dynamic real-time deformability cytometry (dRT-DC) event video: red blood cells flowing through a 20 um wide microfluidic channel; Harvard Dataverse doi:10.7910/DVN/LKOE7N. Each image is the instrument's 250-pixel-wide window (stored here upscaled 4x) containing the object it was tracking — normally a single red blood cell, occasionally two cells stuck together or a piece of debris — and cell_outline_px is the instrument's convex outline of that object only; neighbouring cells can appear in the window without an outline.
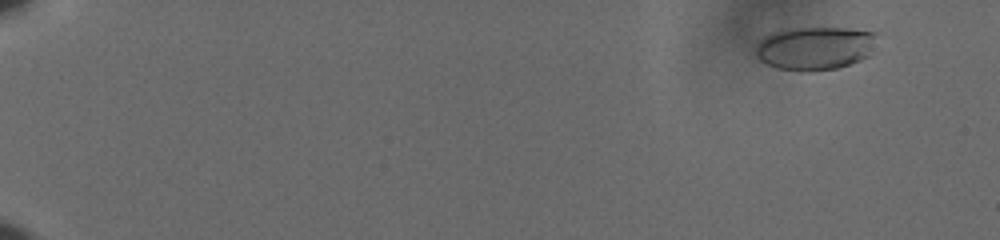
{"species": "human", "species_latin": "Homo sapiens", "temperature_condition": "cold", "stored_images_in_passage": 61, "camera_frame_rate_fps": 3000, "um_per_image_px": 0.085, "donor": {"sex": "male"}, "frame": {"image": 1, "passage_image": 6, "time_ms": 1.667, "image_size_px": [1000, 240], "cell_outline_px": [[876, 32], [872, 52], [868, 56], [860, 60], [836, 68], [776, 68], [760, 60], [756, 56], [756, 48], [760, 40], [772, 32], [788, 28], [844, 28]], "centroid_in_image_um": [69.27, 4.04], "position_along_channel_um": 15.7, "area_um2": 29.65}}
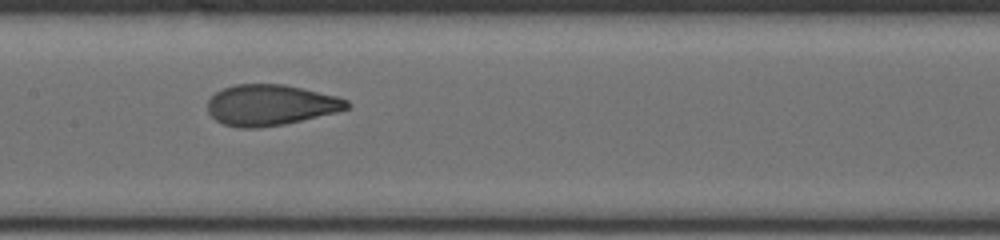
{"frame": {"image": 2, "passage_image": 35, "time_ms": 11.333, "image_size_px": [1000, 240], "cell_outline_px": [[352, 104], [348, 108], [336, 112], [284, 124], [260, 128], [240, 128], [224, 124], [216, 120], [208, 112], [208, 100], [216, 92], [224, 88], [236, 84], [284, 84], [336, 96], [348, 100]], "centroid_in_image_um": [22.99, 8.93], "position_along_channel_um": 184.4, "area_um2": 33.0}}
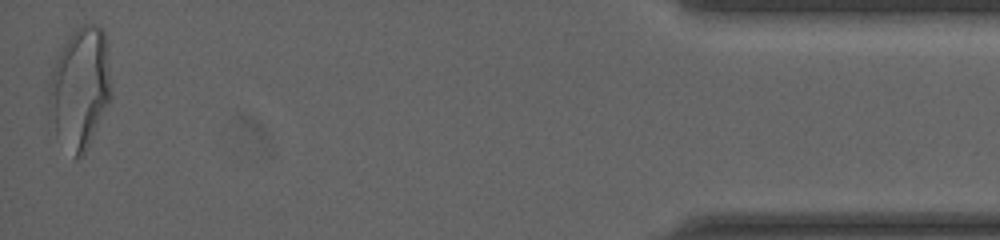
{"frame": {"image": 3, "passage_image": 61, "time_ms": 20.0, "image_size_px": [1000, 240], "cell_outline_px": [[112, 96], [84, 152], [76, 160], [56, 136], [48, 92], [48, 84], [56, 60], [64, 44], [76, 28], [84, 24], [96, 24], [104, 32], [112, 92]], "centroid_in_image_um": [6.81, 7.47], "position_along_channel_um": 428.4, "area_um2": 43.0}, "authors_computed_cell_mechanics": {"area_um2": 32.657, "velocity_mm_per_s": 3.6182, "shape_relaxation_time_tau1_ms": 4.6324, "shape_relaxation_time_tau2_ms": 0.8233, "deformation_change_tau1": 0.161, "deformation_change_tau2": 0.072}}